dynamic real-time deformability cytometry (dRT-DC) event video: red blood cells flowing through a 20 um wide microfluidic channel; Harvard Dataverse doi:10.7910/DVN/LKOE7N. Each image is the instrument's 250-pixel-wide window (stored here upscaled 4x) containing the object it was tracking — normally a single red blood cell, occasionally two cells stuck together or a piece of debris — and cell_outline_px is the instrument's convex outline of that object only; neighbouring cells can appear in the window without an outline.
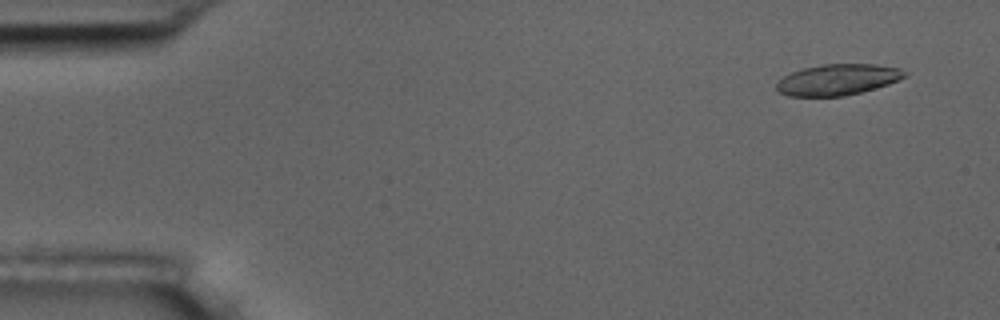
{"species": "common noctule bat (a hibernating species)", "species_latin": "Nyctalus noctula", "temperature_condition": "room temperature", "stored_images_in_passage": 6, "camera_frame_rate_fps": 3000, "um_per_image_px": 0.085, "animal": {"sex": "male", "body_mass_g": 17.5, "forearm_length_mm": 52.3}, "frame": {"image": 1, "passage_image": 2, "time_ms": 1.0, "image_size_px": [1000, 320], "cell_outline_px": [[908, 76], [888, 84], [876, 88], [844, 96], [788, 96], [780, 92], [776, 88], [776, 84], [784, 76], [792, 72], [804, 68], [824, 64], [876, 64], [900, 68], [908, 72]], "centroid_in_image_um": [71.25, 6.76], "position_along_channel_um": 13.8, "area_um2": 23.12}}
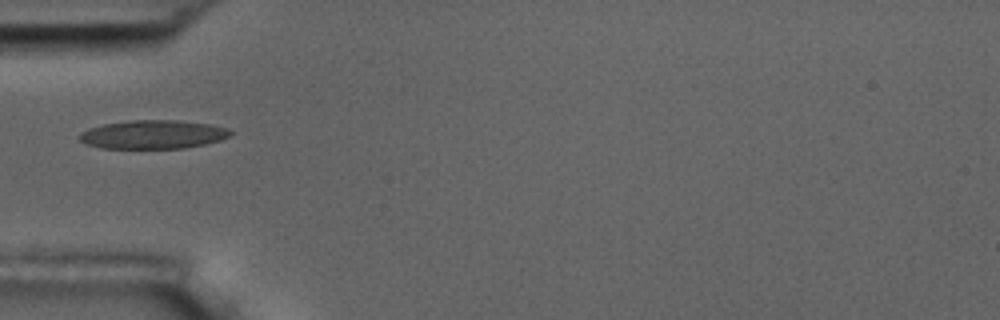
{"frame": {"image": 2, "passage_image": 5, "time_ms": 5.667, "image_size_px": [1000, 320], "cell_outline_px": [[232, 136], [220, 140], [204, 144], [184, 148], [100, 148], [84, 144], [76, 140], [76, 136], [80, 132], [88, 128], [104, 124], [132, 120], [176, 120], [212, 124], [228, 128], [232, 132]], "centroid_in_image_um": [12.96, 11.43], "position_along_channel_um": 72.0, "area_um2": 25.55}}